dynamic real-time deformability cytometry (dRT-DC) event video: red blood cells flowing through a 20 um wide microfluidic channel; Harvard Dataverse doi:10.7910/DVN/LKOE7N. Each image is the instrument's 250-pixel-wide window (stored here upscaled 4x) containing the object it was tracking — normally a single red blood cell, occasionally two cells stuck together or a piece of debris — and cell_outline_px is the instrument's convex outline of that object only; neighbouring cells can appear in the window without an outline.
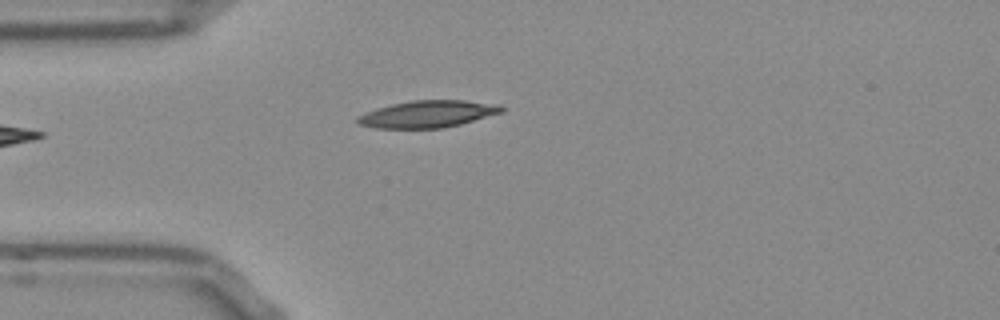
{"species": "Egyptian fruit bat (a non-hibernating species)", "species_latin": "Rousettus aegyptiacus", "temperature_condition": "room temperature", "stored_images_in_passage": 37, "camera_frame_rate_fps": 3000, "um_per_image_px": 0.085, "frame": {"image": 1, "passage_image": 1, "time_ms": 0.0, "image_size_px": [1000, 320], "cell_outline_px": [[504, 112], [460, 124], [440, 128], [376, 128], [360, 124], [356, 120], [356, 116], [364, 112], [376, 108], [392, 104], [412, 100], [464, 100], [500, 104], [504, 108]], "centroid_in_image_um": [36.36, 9.68], "position_along_channel_um": 48.6, "area_um2": 22.72}}
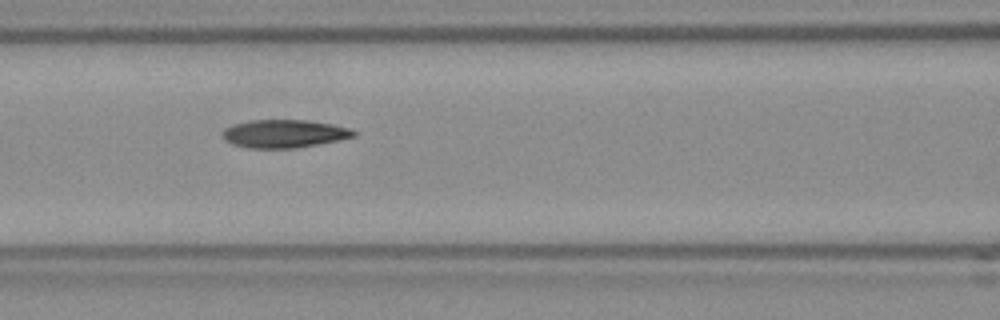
{"frame": {"image": 2, "passage_image": 9, "time_ms": 2.667, "image_size_px": [1000, 320], "cell_outline_px": [[356, 136], [340, 140], [296, 148], [248, 148], [232, 144], [224, 136], [224, 128], [248, 120], [308, 120], [332, 124], [348, 128], [356, 132]], "centroid_in_image_um": [24.19, 11.36], "position_along_channel_um": 142.4, "area_um2": 21.27}}
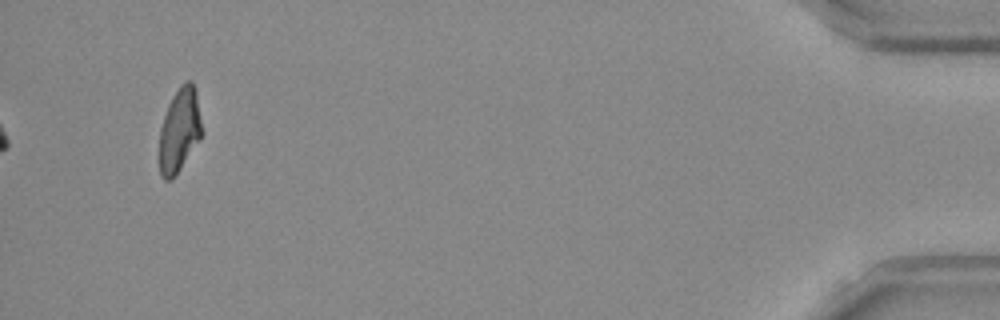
{"frame": {"image": 3, "passage_image": 37, "time_ms": 12.0, "image_size_px": [1000, 320], "cell_outline_px": [[204, 132], [172, 180], [164, 180], [160, 176], [160, 128], [168, 104], [172, 96], [180, 84], [188, 80], [192, 80], [196, 88]], "centroid_in_image_um": [15.28, 11.01], "position_along_channel_um": 419.9, "area_um2": 20.98}, "authors_computed_cell_mechanics": {"area_um2": 21.2704, "velocity_mm_per_s": 3.8603, "shape_relaxation_time_tau1_ms": 10.0739, "shape_relaxation_time_tau2_ms": 5.8675, "deformation_change_tau1": 0.2366, "deformation_change_tau2": 0.1281}}